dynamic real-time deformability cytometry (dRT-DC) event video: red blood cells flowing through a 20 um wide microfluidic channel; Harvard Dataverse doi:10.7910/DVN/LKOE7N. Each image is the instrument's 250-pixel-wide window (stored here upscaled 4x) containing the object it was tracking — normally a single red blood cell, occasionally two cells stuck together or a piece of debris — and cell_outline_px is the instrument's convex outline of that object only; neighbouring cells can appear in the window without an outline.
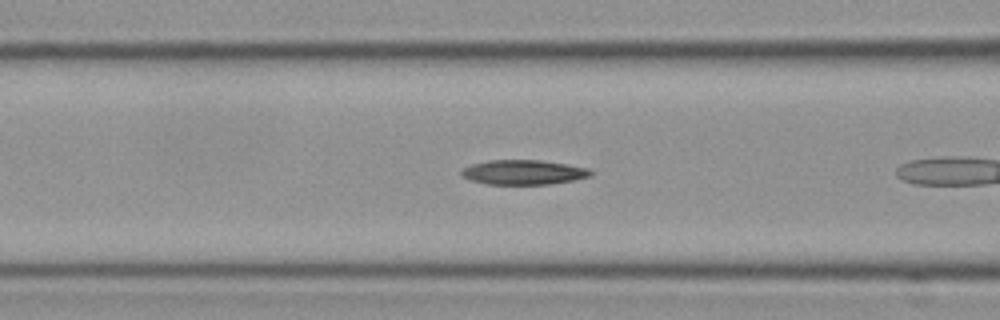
{"species": "Egyptian fruit bat (a non-hibernating species)", "species_latin": "Rousettus aegyptiacus", "temperature_condition": "cold", "stored_images_in_passage": 8, "segment_of_instrument_passage": [2, 2], "camera_frame_rate_fps": 3000, "um_per_image_px": 0.085, "frame": {"image": 1, "passage_image": 7, "time_ms": 2.0, "image_size_px": [1000, 320], "cell_outline_px": [[592, 176], [572, 180], [548, 184], [488, 184], [472, 180], [460, 176], [460, 172], [464, 168], [472, 164], [488, 160], [540, 160], [592, 168]], "centroid_in_image_um": [44.51, 14.63], "position_along_channel_um": 122.1, "area_um2": 18.55}}